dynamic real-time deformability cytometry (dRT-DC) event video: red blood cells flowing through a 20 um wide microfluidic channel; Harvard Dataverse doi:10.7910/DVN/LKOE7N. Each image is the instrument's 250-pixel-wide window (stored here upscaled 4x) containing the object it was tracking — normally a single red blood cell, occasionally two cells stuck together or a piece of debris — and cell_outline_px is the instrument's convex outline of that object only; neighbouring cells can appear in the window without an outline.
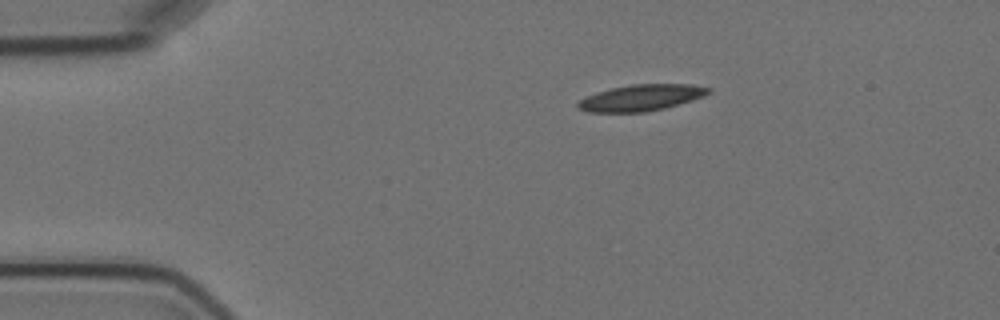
{"species": "Egyptian fruit bat (a non-hibernating species)", "species_latin": "Rousettus aegyptiacus", "temperature_condition": "cold", "stored_images_in_passage": 6, "camera_frame_rate_fps": 3000, "um_per_image_px": 0.085, "animal": {"sex": "female"}, "frame": {"image": 1, "passage_image": 1, "time_ms": 0.0, "image_size_px": [1000, 320], "cell_outline_px": [[712, 92], [704, 96], [692, 100], [664, 108], [644, 112], [588, 112], [576, 108], [576, 104], [580, 100], [596, 92], [612, 88], [632, 84], [692, 84], [712, 88]], "centroid_in_image_um": [54.51, 8.3], "position_along_channel_um": 30.5, "area_um2": 20.0}}
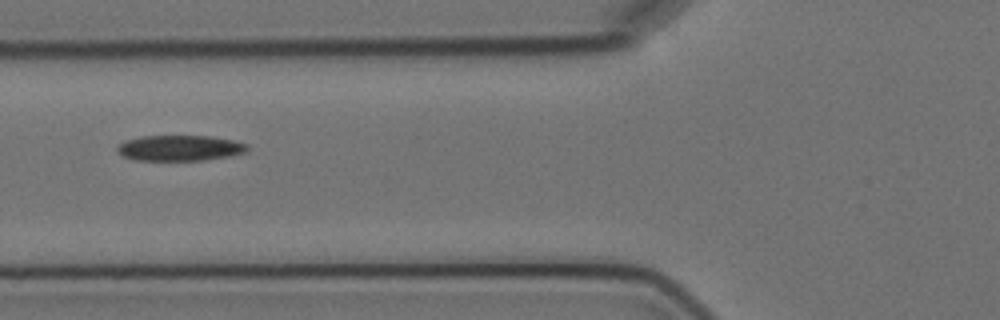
{"frame": {"image": 2, "passage_image": 4, "time_ms": 3.667, "image_size_px": [1000, 320], "cell_outline_px": [[248, 152], [228, 156], [200, 160], [136, 160], [124, 156], [116, 152], [116, 144], [124, 140], [140, 136], [212, 136], [232, 140], [248, 144]], "centroid_in_image_um": [15.24, 12.57], "position_along_channel_um": 110.6, "area_um2": 19.54}}
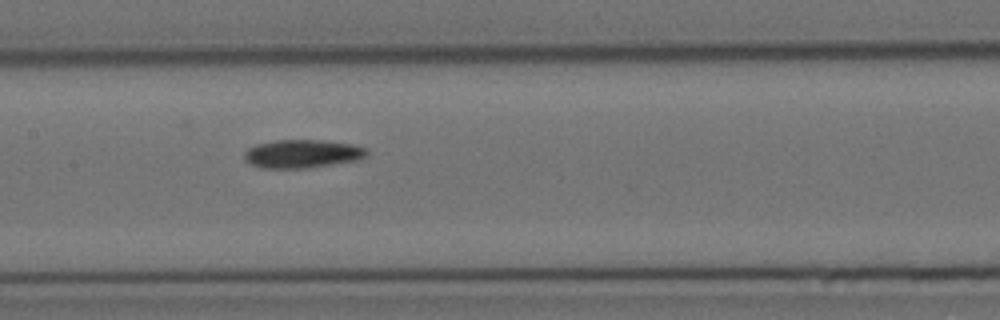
{"frame": {"image": 3, "passage_image": 6, "time_ms": 5.667, "image_size_px": [1000, 320], "cell_outline_px": [[368, 156], [360, 160], [308, 168], [260, 168], [244, 160], [244, 152], [248, 148], [256, 144], [276, 140], [320, 140], [352, 144], [364, 148], [368, 152]], "centroid_in_image_um": [25.7, 13.08], "position_along_channel_um": 181.7, "area_um2": 20.35}}